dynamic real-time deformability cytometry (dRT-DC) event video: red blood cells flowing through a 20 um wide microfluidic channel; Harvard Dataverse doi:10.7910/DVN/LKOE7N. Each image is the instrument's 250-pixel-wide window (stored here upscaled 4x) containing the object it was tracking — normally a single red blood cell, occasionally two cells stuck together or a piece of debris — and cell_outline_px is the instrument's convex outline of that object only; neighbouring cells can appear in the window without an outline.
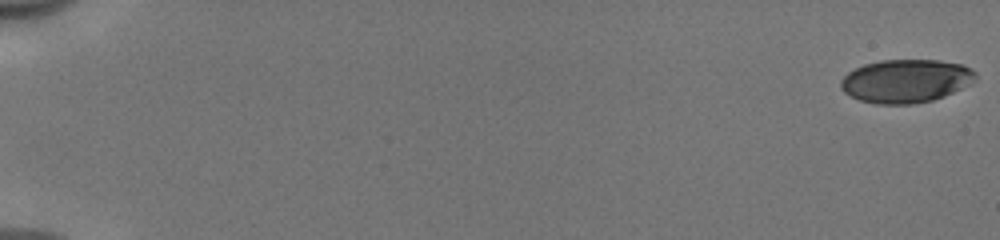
{"species": "human", "species_latin": "Homo sapiens", "temperature_condition": "cold", "stored_images_in_passage": 54, "camera_frame_rate_fps": 3000, "um_per_image_px": 0.085, "donor": {"sex": "male"}, "frame": {"image": 1, "passage_image": 1, "time_ms": 0.0, "image_size_px": [1000, 240], "cell_outline_px": [[976, 76], [968, 84], [944, 96], [932, 100], [912, 104], [876, 104], [860, 100], [844, 92], [840, 88], [840, 80], [848, 72], [864, 64], [880, 60], [940, 60], [960, 64], [976, 72]], "centroid_in_image_um": [76.95, 6.88], "position_along_channel_um": 8.1, "area_um2": 33.76}}
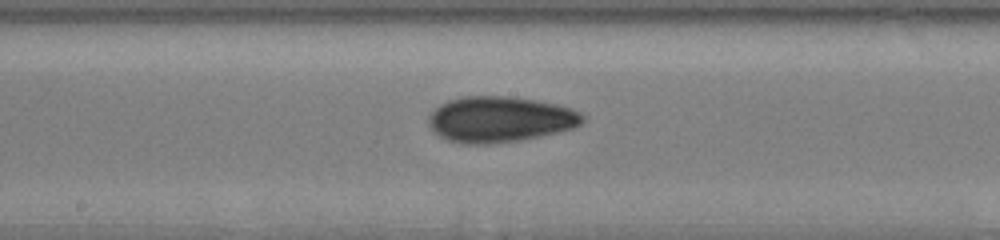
{"frame": {"image": 2, "passage_image": 31, "time_ms": 10.0, "image_size_px": [1000, 240], "cell_outline_px": [[588, 116], [580, 124], [572, 128], [540, 136], [520, 140], [488, 144], [460, 144], [448, 140], [440, 136], [428, 124], [428, 116], [440, 104], [448, 100], [464, 96], [508, 96], [556, 104], [572, 108]], "centroid_in_image_um": [42.49, 10.14], "position_along_channel_um": 205.7, "area_um2": 41.04}}
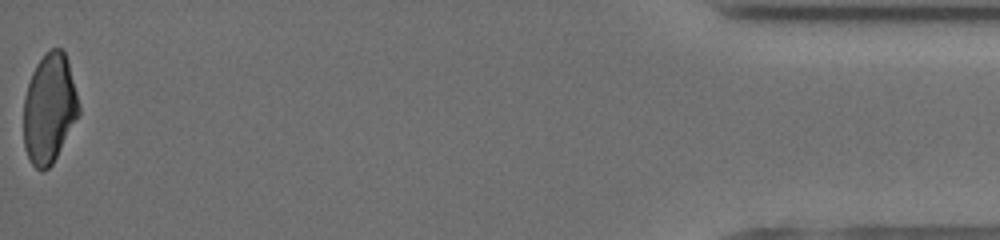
{"frame": {"image": 3, "passage_image": 54, "time_ms": 17.667, "image_size_px": [1000, 240], "cell_outline_px": [[80, 112], [52, 164], [48, 168], [40, 172], [32, 164], [24, 148], [24, 96], [32, 72], [36, 64], [52, 48], [60, 48], [64, 52], [68, 60], [80, 108]], "centroid_in_image_um": [4.18, 9.23], "position_along_channel_um": 431.0, "area_um2": 34.85}, "authors_computed_cell_mechanics": {"area_um2": 37.5122, "velocity_mm_per_s": 3.9945, "shape_relaxation_time_tau1_ms": 4.3624, "shape_relaxation_time_tau2_ms": 2.6056, "deformation_change_tau1": 0.1609, "deformation_change_tau2": 0.0819}}